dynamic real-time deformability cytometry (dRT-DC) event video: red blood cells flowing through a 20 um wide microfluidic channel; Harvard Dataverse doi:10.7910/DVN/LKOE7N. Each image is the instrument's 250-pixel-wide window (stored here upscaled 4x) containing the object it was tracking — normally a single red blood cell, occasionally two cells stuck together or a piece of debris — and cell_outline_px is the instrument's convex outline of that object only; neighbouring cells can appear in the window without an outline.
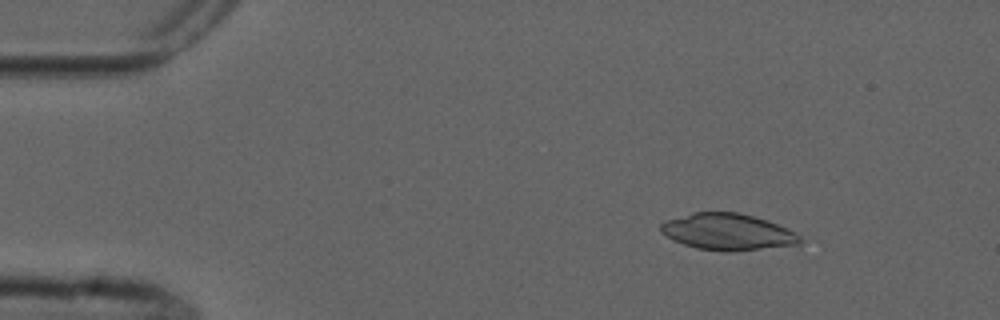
{"species": "common noctule bat (a hibernating species)", "species_latin": "Nyctalus noctula", "temperature_condition": "cold", "stored_images_in_passage": 5, "camera_frame_rate_fps": 3000, "um_per_image_px": 0.085, "animal": {"sex": "male", "forearm_length_mm": 52.5}, "frame": {"image": 1, "passage_image": 2, "time_ms": 1.0, "image_size_px": [1000, 320], "cell_outline_px": [[804, 240], [800, 244], [728, 252], [696, 248], [672, 240], [660, 232], [660, 224], [664, 220], [692, 212], [740, 212], [768, 220], [788, 228], [800, 236]], "centroid_in_image_um": [61.84, 19.7], "position_along_channel_um": 23.2, "area_um2": 29.88}}